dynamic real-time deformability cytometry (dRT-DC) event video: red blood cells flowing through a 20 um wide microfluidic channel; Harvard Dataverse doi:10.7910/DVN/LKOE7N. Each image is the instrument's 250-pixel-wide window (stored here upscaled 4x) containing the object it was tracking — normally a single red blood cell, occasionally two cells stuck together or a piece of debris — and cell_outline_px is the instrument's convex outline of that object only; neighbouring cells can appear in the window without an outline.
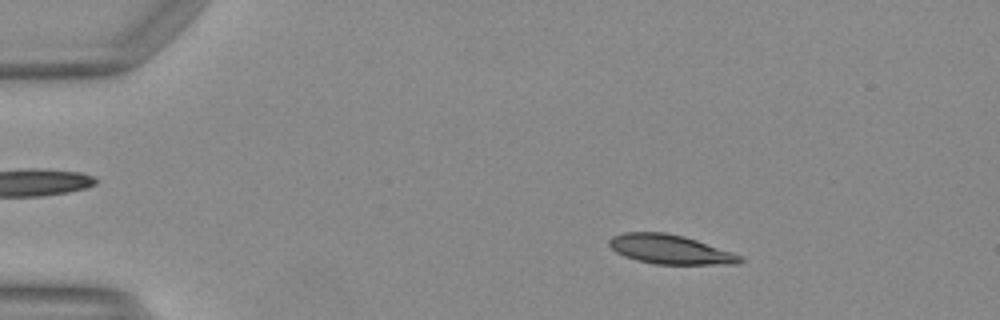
{"species": "Egyptian fruit bat (a non-hibernating species)", "species_latin": "Rousettus aegyptiacus", "temperature_condition": "warm", "stored_images_in_passage": 16, "camera_frame_rate_fps": 3000, "um_per_image_px": 0.085, "animal": {"sex": "female"}, "frame": {"image": 1, "passage_image": 8, "time_ms": 2.333, "image_size_px": [1000, 320], "cell_outline_px": [[744, 260], [740, 264], [656, 264], [636, 260], [624, 256], [616, 252], [608, 244], [608, 240], [612, 236], [624, 232], [664, 232], [684, 236], [744, 256]], "centroid_in_image_um": [56.96, 21.2], "position_along_channel_um": 28.0, "area_um2": 22.37}}